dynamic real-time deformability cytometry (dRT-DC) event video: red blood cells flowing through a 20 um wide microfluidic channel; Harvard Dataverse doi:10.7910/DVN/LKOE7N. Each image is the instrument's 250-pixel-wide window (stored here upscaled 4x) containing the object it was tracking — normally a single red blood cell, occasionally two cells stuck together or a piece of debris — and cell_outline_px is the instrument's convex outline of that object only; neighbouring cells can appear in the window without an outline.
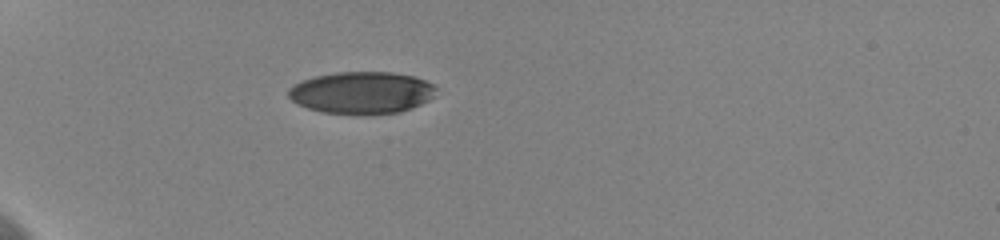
{"species": "human", "species_latin": "Homo sapiens", "temperature_condition": "cold", "stored_images_in_passage": 40, "camera_frame_rate_fps": 3000, "um_per_image_px": 0.085, "donor": {"sex": "female"}, "frame": {"image": 1, "passage_image": 1, "time_ms": 0.0, "image_size_px": [1000, 240], "cell_outline_px": [[436, 88], [432, 96], [428, 100], [412, 108], [400, 112], [320, 112], [296, 104], [288, 96], [288, 88], [304, 80], [316, 76], [336, 72], [392, 72], [412, 76], [424, 80], [432, 84]], "centroid_in_image_um": [30.72, 7.85], "position_along_channel_um": 54.3, "area_um2": 35.32}}
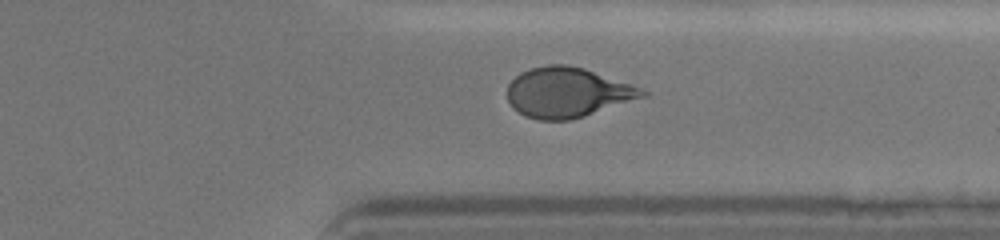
{"frame": {"image": 2, "passage_image": 29, "time_ms": 9.333, "image_size_px": [1000, 240], "cell_outline_px": [[648, 96], [584, 116], [568, 120], [540, 120], [524, 116], [512, 108], [508, 100], [508, 84], [520, 72], [532, 68], [548, 64], [568, 64], [584, 68], [640, 88], [648, 92]], "centroid_in_image_um": [48.21, 7.86], "position_along_channel_um": 363.2, "area_um2": 39.19}}
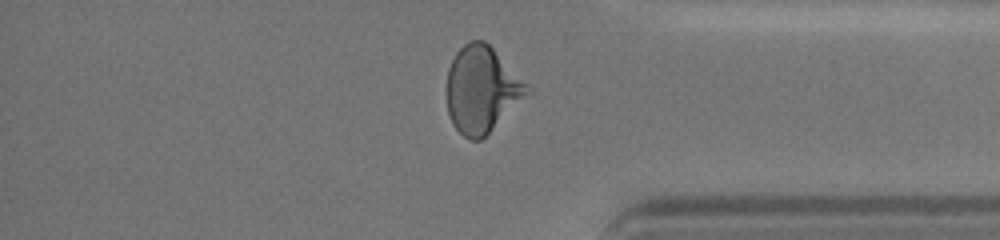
{"frame": {"image": 3, "passage_image": 32, "time_ms": 10.333, "image_size_px": [1000, 240], "cell_outline_px": [[532, 92], [480, 140], [472, 140], [464, 136], [452, 124], [448, 112], [448, 68], [456, 52], [464, 44], [472, 40], [484, 40], [532, 88]], "centroid_in_image_um": [40.97, 7.61], "position_along_channel_um": 394.2, "area_um2": 40.0}, "authors_computed_cell_mechanics": {"area_um2": 39.4774, "velocity_mm_per_s": 3.6265, "shape_relaxation_time_tau1_ms": 3.7308, "shape_relaxation_time_tau2_ms": 1.1888, "deformation_change_tau1": 0.1512, "deformation_change_tau2": 0.0666}}